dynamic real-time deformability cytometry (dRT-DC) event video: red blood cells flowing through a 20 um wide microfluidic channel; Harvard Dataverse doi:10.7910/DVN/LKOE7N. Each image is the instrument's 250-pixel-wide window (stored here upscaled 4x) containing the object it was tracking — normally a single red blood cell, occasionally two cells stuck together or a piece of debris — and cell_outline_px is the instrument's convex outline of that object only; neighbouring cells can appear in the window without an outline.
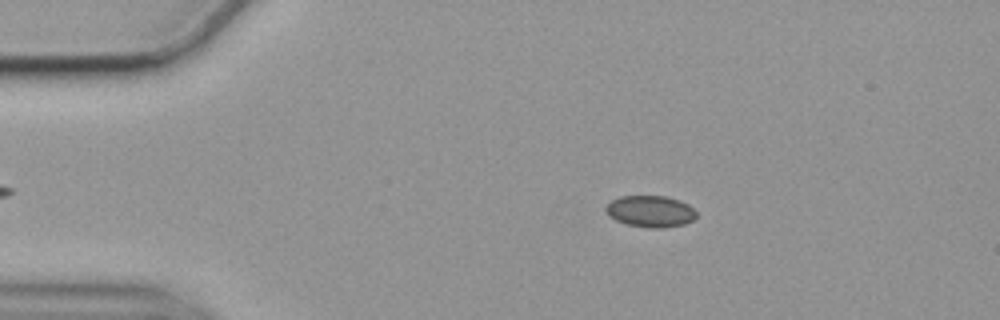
{"species": "common noctule bat (a hibernating species)", "species_latin": "Nyctalus noctula", "temperature_condition": "cold", "stored_images_in_passage": 48, "camera_frame_rate_fps": 3000, "um_per_image_px": 0.085, "animal": {"sex": "female", "body_mass_g": 19.9}, "frame": {"image": 1, "passage_image": 10, "time_ms": 3.0, "image_size_px": [1000, 320], "cell_outline_px": [[696, 216], [692, 220], [684, 224], [664, 228], [648, 228], [624, 224], [608, 216], [604, 208], [612, 200], [620, 196], [664, 196], [680, 200], [688, 204], [696, 212]], "centroid_in_image_um": [55.26, 17.97], "position_along_channel_um": 29.7, "area_um2": 16.76}}
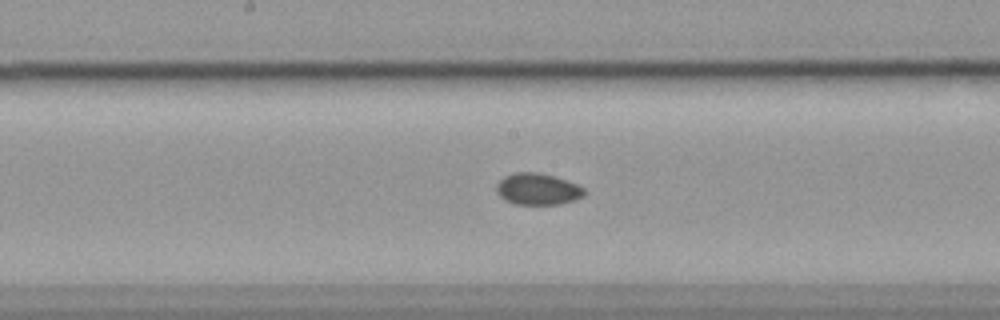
{"frame": {"image": 2, "passage_image": 29, "time_ms": 9.333, "image_size_px": [1000, 320], "cell_outline_px": [[588, 192], [584, 196], [560, 204], [516, 204], [504, 200], [496, 192], [496, 184], [504, 176], [512, 172], [540, 172], [576, 184], [584, 188]], "centroid_in_image_um": [45.68, 16.07], "position_along_channel_um": 202.5, "area_um2": 16.18}}
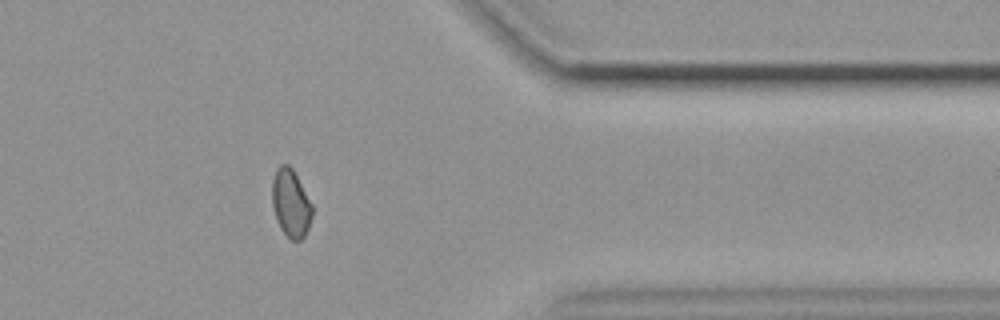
{"frame": {"image": 3, "passage_image": 46, "time_ms": 15.0, "image_size_px": [1000, 320], "cell_outline_px": [[312, 216], [308, 228], [304, 236], [300, 240], [292, 240], [280, 228], [276, 220], [272, 204], [272, 180], [276, 168], [280, 164], [288, 164], [292, 168], [312, 204]], "centroid_in_image_um": [24.7, 17.26], "position_along_channel_um": 386.7, "area_um2": 15.78}, "authors_computed_cell_mechanics": {"area_um2": 16.5019, "velocity_mm_per_s": 3.5361, "shape_relaxation_time_tau1_ms": null, "shape_relaxation_time_tau2_ms": 5.1043, "deformation_change_tau1": null, "deformation_change_tau2": 0.0596}}